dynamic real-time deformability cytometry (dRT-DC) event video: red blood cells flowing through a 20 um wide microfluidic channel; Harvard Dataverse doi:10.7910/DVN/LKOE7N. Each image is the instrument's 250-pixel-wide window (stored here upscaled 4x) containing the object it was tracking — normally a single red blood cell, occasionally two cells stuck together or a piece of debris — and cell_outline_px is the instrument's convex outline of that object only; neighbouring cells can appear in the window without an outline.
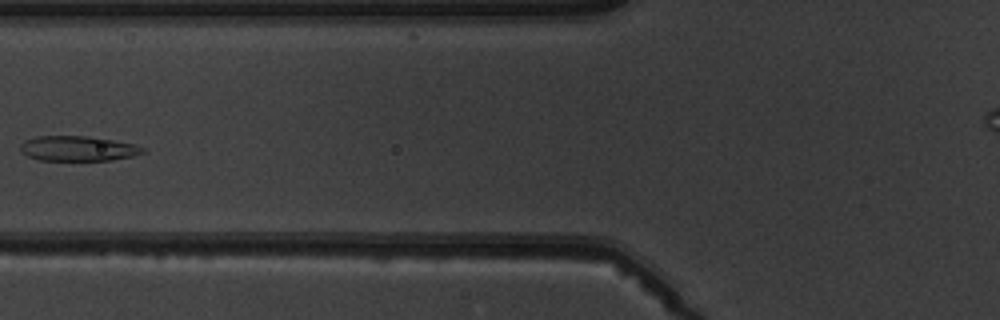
{"species": "common noctule bat (a hibernating species)", "species_latin": "Nyctalus noctula", "temperature_condition": "warm", "stored_images_in_passage": 8, "camera_frame_rate_fps": 3000, "um_per_image_px": 0.085, "animal": {"sex": "male", "body_mass_g": 19.5, "forearm_length_mm": 54.6}, "frame": {"image": 1, "passage_image": 6, "time_ms": 6.667, "image_size_px": [1000, 320], "cell_outline_px": [[148, 152], [132, 156], [112, 160], [40, 160], [28, 156], [20, 148], [20, 144], [24, 140], [36, 136], [88, 136], [136, 144], [144, 148]], "centroid_in_image_um": [6.66, 12.62], "position_along_channel_um": 119.1, "area_um2": 17.86}}
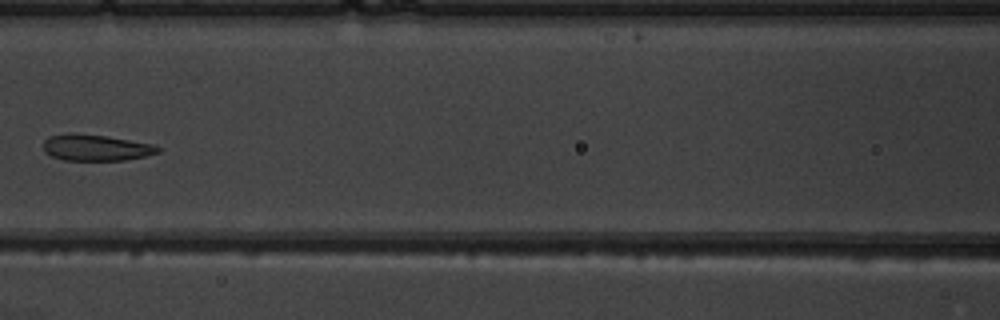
{"frame": {"image": 2, "passage_image": 7, "time_ms": 7.667, "image_size_px": [1000, 320], "cell_outline_px": [[160, 152], [144, 156], [124, 160], [64, 160], [52, 156], [44, 152], [44, 140], [48, 136], [72, 132], [104, 136], [152, 144], [160, 148]], "centroid_in_image_um": [8.1, 12.54], "position_along_channel_um": 158.5, "area_um2": 17.4}}
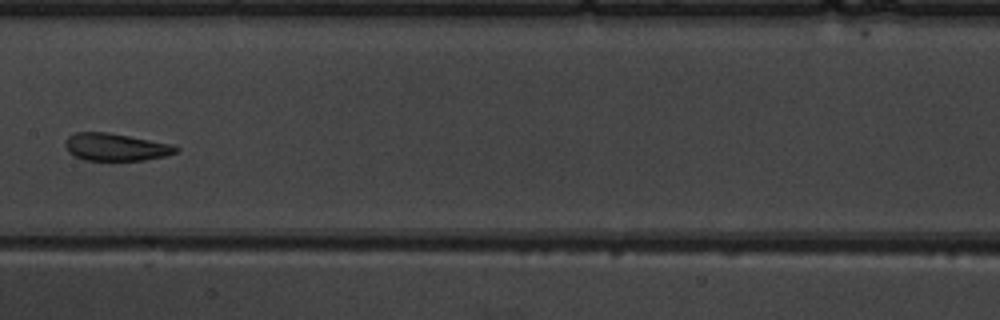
{"frame": {"image": 3, "passage_image": 8, "time_ms": 8.667, "image_size_px": [1000, 320], "cell_outline_px": [[180, 148], [176, 152], [164, 156], [144, 160], [84, 160], [68, 152], [64, 144], [64, 140], [68, 136], [76, 132], [108, 132], [172, 144]], "centroid_in_image_um": [9.81, 12.49], "position_along_channel_um": 197.6, "area_um2": 17.69}}